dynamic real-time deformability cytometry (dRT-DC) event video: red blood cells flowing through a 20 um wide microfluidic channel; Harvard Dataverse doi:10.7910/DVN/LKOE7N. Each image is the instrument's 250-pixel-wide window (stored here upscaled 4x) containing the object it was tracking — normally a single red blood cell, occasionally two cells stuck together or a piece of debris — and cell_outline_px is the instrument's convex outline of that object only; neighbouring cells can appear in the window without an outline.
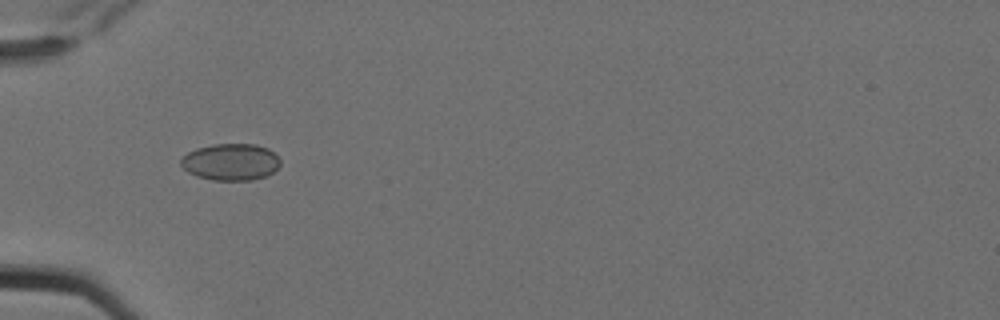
{"species": "Egyptian fruit bat (a non-hibernating species)", "species_latin": "Rousettus aegyptiacus", "temperature_condition": "cold", "stored_images_in_passage": 13, "camera_frame_rate_fps": 3000, "um_per_image_px": 0.085, "animal": {"sex": "female"}, "frame": {"image": 1, "passage_image": 4, "time_ms": 1.0, "image_size_px": [1000, 320], "cell_outline_px": [[280, 164], [272, 172], [264, 176], [252, 180], [212, 180], [196, 176], [188, 172], [180, 164], [180, 160], [188, 152], [196, 148], [212, 144], [256, 144], [268, 148], [280, 160]], "centroid_in_image_um": [19.58, 13.76], "position_along_channel_um": 65.4, "area_um2": 21.21}}
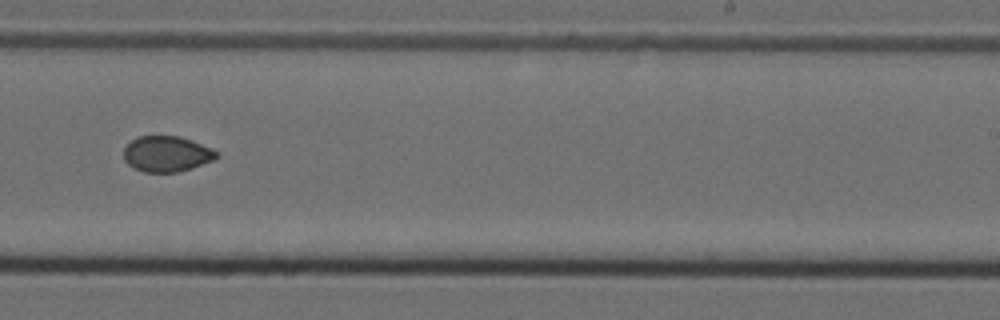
{"frame": {"image": 2, "passage_image": 9, "time_ms": 2.667, "image_size_px": [1000, 320], "cell_outline_px": [[220, 156], [212, 160], [192, 168], [176, 172], [144, 172], [132, 168], [124, 160], [124, 148], [136, 136], [180, 136], [192, 140], [212, 148]], "centroid_in_image_um": [14.15, 13.08], "position_along_channel_um": 274.8, "area_um2": 19.36}}
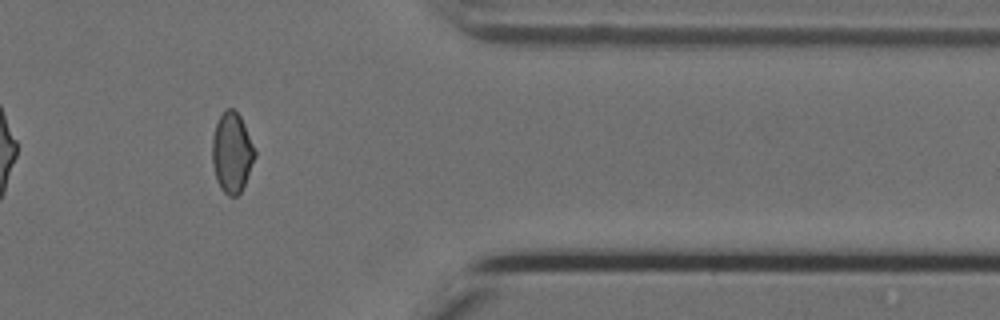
{"frame": {"image": 3, "passage_image": 12, "time_ms": 3.667, "image_size_px": [1000, 320], "cell_outline_px": [[256, 156], [244, 184], [240, 192], [236, 196], [228, 196], [220, 188], [216, 180], [212, 164], [212, 136], [216, 124], [224, 108], [232, 108], [240, 116], [244, 124], [256, 152]], "centroid_in_image_um": [19.69, 12.97], "position_along_channel_um": 391.7, "area_um2": 19.88}}